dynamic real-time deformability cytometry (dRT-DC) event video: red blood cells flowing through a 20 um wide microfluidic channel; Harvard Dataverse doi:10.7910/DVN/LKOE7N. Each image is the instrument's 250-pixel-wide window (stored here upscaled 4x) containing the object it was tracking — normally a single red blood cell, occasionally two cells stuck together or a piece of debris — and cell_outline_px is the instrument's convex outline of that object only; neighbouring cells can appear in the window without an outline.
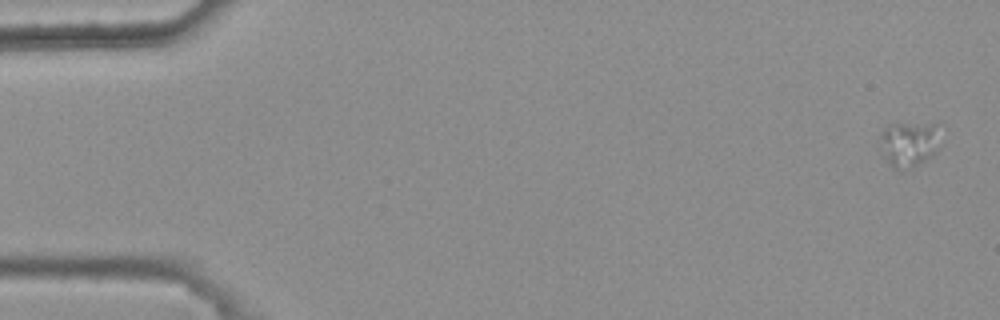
{"species": "common noctule bat (a hibernating species)", "species_latin": "Nyctalus noctula", "temperature_condition": "warm", "stored_images_in_passage": 6, "camera_frame_rate_fps": 3000, "um_per_image_px": 0.085, "animal": {"sex": "female", "body_mass_g": 25.1}, "frame": {"image": 1, "passage_image": 1, "time_ms": 0.0, "image_size_px": [1000, 320], "cell_outline_px": [[936, 152], [932, 156], [916, 164], [896, 168], [892, 168], [888, 164], [884, 156], [880, 136], [884, 128], [888, 124], [936, 124]], "centroid_in_image_um": [77.2, 12.21], "position_along_channel_um": 7.8, "area_um2": 14.97}}